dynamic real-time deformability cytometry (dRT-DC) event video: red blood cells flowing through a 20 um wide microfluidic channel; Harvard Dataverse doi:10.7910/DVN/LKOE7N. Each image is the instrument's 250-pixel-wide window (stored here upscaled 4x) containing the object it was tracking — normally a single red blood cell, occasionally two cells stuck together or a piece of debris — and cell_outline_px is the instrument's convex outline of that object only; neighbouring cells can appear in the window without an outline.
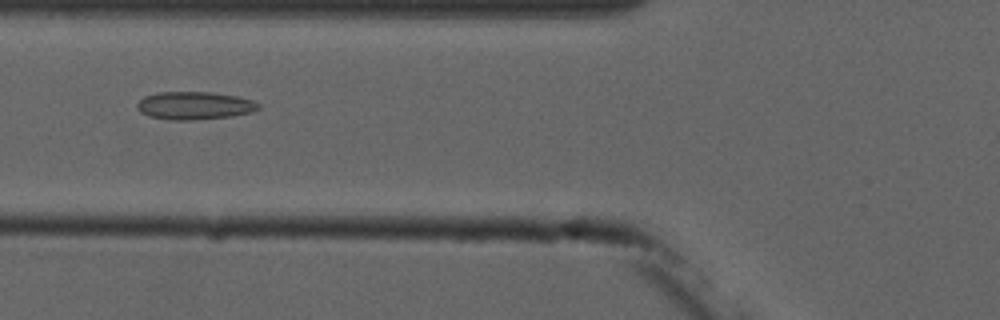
{"species": "common noctule bat (a hibernating species)", "species_latin": "Nyctalus noctula", "temperature_condition": "cold", "stored_images_in_passage": 7, "camera_frame_rate_fps": 3000, "um_per_image_px": 0.085, "animal": {"sex": "male", "forearm_length_mm": 52.5}, "frame": {"image": 1, "passage_image": 5, "time_ms": 5.333, "image_size_px": [1000, 320], "cell_outline_px": [[260, 108], [252, 112], [232, 116], [192, 120], [168, 120], [148, 116], [140, 112], [136, 108], [136, 104], [144, 96], [156, 92], [212, 92], [236, 96], [252, 100], [260, 104]], "centroid_in_image_um": [16.5, 8.98], "position_along_channel_um": 109.3, "area_um2": 19.88}}
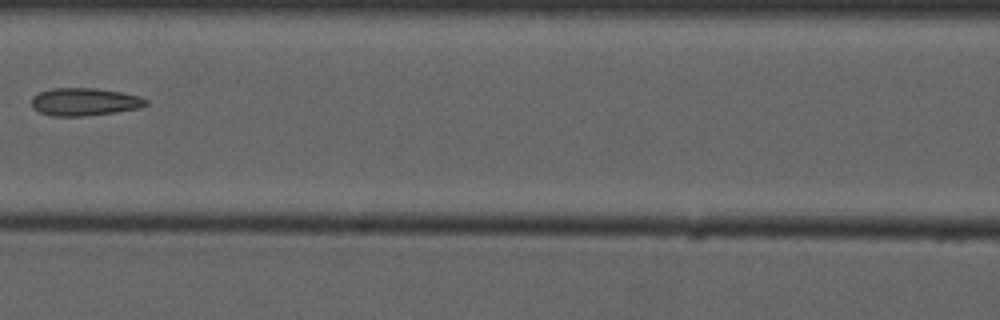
{"frame": {"image": 2, "passage_image": 6, "time_ms": 6.667, "image_size_px": [1000, 320], "cell_outline_px": [[148, 104], [140, 108], [116, 112], [84, 116], [52, 116], [40, 112], [32, 108], [32, 96], [40, 92], [52, 88], [96, 88], [120, 92], [140, 96], [148, 100]], "centroid_in_image_um": [7.19, 8.65], "position_along_channel_um": 159.4, "area_um2": 18.55}}
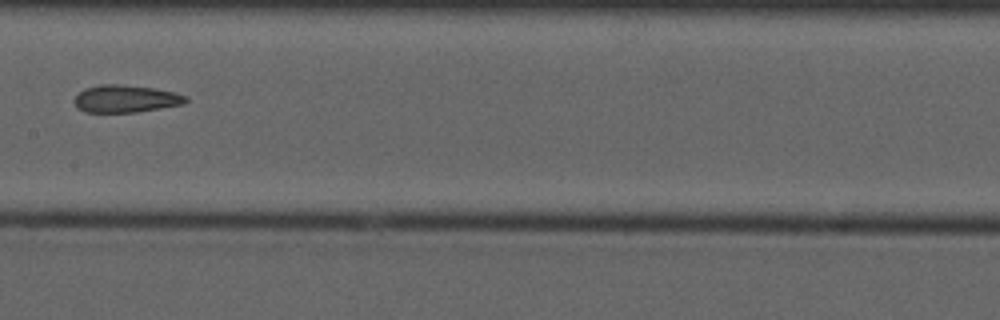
{"frame": {"image": 3, "passage_image": 7, "time_ms": 7.667, "image_size_px": [1000, 320], "cell_outline_px": [[188, 100], [184, 104], [136, 112], [84, 112], [76, 108], [72, 100], [84, 88], [100, 84], [120, 84], [156, 88], [176, 92], [188, 96]], "centroid_in_image_um": [10.68, 8.39], "position_along_channel_um": 196.7, "area_um2": 18.09}}